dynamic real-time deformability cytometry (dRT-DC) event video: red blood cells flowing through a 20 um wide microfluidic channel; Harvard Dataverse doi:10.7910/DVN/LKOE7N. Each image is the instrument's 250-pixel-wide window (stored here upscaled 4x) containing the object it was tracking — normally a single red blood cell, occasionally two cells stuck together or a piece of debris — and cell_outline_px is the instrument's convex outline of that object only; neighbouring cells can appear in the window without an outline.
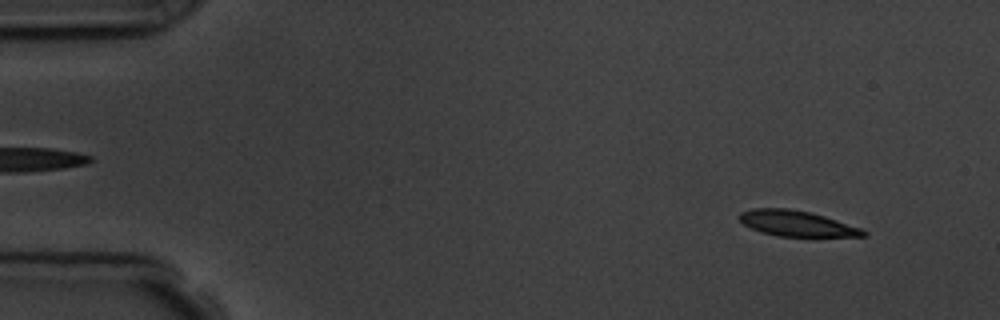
{"species": "common noctule bat (a hibernating species)", "species_latin": "Nyctalus noctula", "temperature_condition": "room temperature", "stored_images_in_passage": 5, "segment_of_instrument_passage": [2, 2], "camera_frame_rate_fps": 3000, "um_per_image_px": 0.085, "animal": {"sex": "male", "body_mass_g": 19.5, "forearm_length_mm": 54.6}, "frame": {"image": 1, "passage_image": 5, "time_ms": 5.667, "image_size_px": [1000, 320], "cell_outline_px": [[868, 236], [776, 236], [760, 232], [744, 224], [736, 216], [740, 212], [752, 208], [788, 208], [812, 212], [860, 228], [868, 232]], "centroid_in_image_um": [67.67, 18.98], "position_along_channel_um": 17.3, "area_um2": 18.5}}